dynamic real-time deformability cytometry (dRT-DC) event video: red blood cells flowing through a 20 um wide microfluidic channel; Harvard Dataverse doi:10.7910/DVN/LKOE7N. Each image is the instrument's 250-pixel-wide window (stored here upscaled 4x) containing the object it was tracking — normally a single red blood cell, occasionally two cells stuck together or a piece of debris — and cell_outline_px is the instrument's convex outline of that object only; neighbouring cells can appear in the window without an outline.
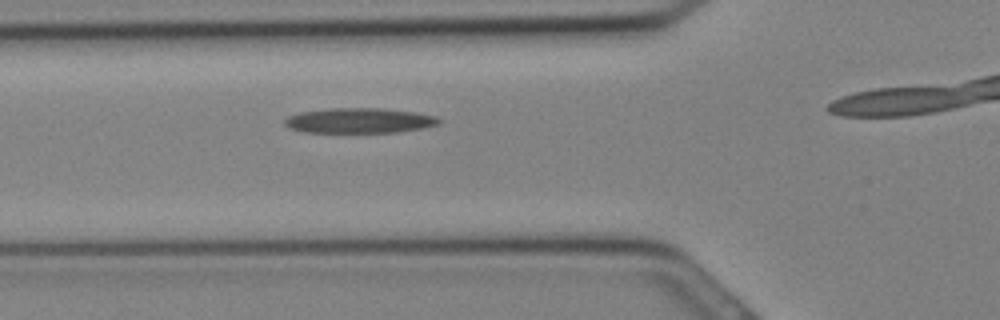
{"species": "Egyptian fruit bat (a non-hibernating species)", "species_latin": "Rousettus aegyptiacus", "temperature_condition": "cold", "stored_images_in_passage": 8, "camera_frame_rate_fps": 3000, "um_per_image_px": 0.085, "animal": {"sex": "female"}, "frame": {"image": 1, "passage_image": 5, "time_ms": 1.333, "image_size_px": [1000, 320], "cell_outline_px": [[444, 120], [440, 124], [420, 128], [396, 132], [304, 132], [288, 128], [284, 124], [284, 120], [288, 116], [300, 112], [328, 108], [384, 108], [416, 112], [436, 116]], "centroid_in_image_um": [30.55, 10.24], "position_along_channel_um": 95.2, "area_um2": 22.72}}
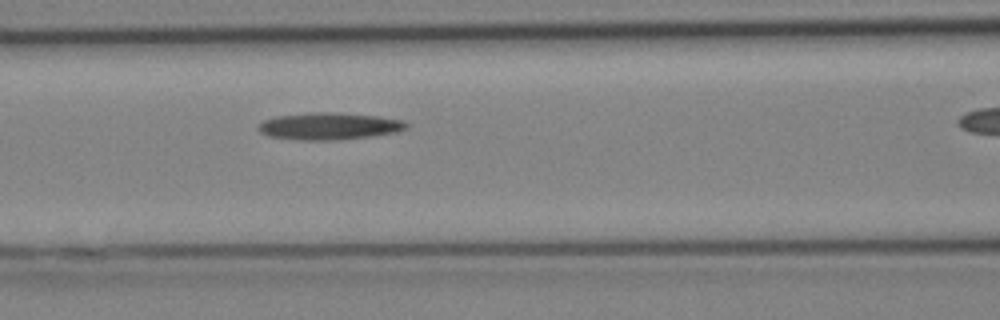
{"frame": {"image": 2, "passage_image": 7, "time_ms": 2.0, "image_size_px": [1000, 320], "cell_outline_px": [[408, 128], [396, 132], [372, 136], [332, 140], [300, 140], [268, 136], [260, 132], [260, 124], [264, 120], [276, 116], [308, 112], [336, 112], [376, 116], [400, 120], [408, 124]], "centroid_in_image_um": [27.97, 10.72], "position_along_channel_um": 138.6, "area_um2": 23.18}}